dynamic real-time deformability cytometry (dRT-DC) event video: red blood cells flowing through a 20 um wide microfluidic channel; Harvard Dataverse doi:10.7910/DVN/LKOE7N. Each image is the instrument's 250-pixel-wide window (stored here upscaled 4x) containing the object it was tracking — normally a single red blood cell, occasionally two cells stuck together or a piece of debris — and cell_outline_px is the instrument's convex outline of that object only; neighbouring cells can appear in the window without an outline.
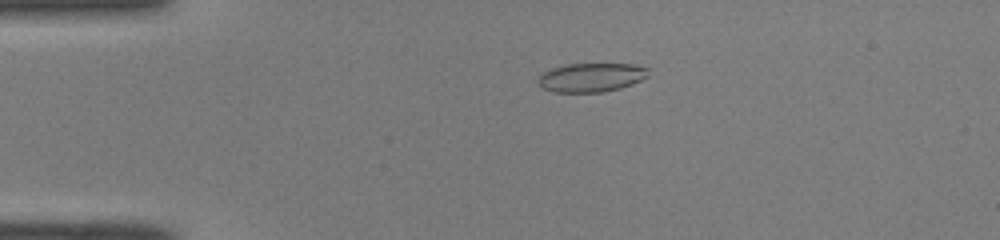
{"species": "common noctule bat (a hibernating species)", "species_latin": "Nyctalus noctula", "temperature_condition": "room temperature", "stored_images_in_passage": 50, "camera_frame_rate_fps": 3000, "um_per_image_px": 0.085, "animal": {"sex": "male", "body_mass_g": 19.0, "forearm_length_mm": 50.8}, "frame": {"image": 1, "passage_image": 11, "time_ms": 3.333, "image_size_px": [1000, 240], "cell_outline_px": [[648, 76], [632, 84], [620, 88], [600, 92], [552, 92], [540, 88], [536, 84], [536, 80], [540, 72], [552, 68], [568, 64], [632, 64], [648, 68]], "centroid_in_image_um": [50.16, 6.58], "position_along_channel_um": 34.8, "area_um2": 18.79}}
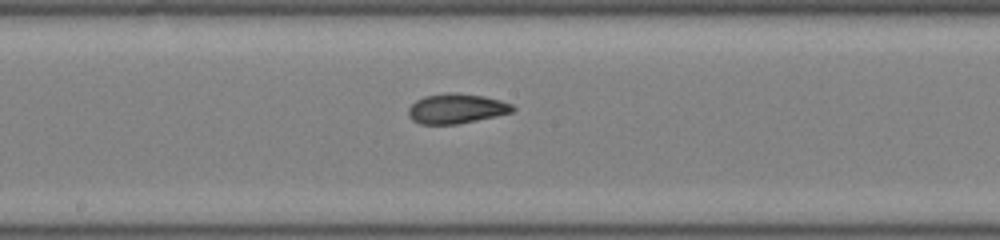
{"frame": {"image": 2, "passage_image": 27, "time_ms": 8.667, "image_size_px": [1000, 240], "cell_outline_px": [[516, 108], [512, 112], [496, 116], [456, 124], [420, 124], [412, 120], [408, 116], [408, 108], [416, 100], [424, 96], [448, 92], [456, 92], [484, 96], [500, 100], [512, 104]], "centroid_in_image_um": [38.78, 9.22], "position_along_channel_um": 209.4, "area_um2": 18.21}}
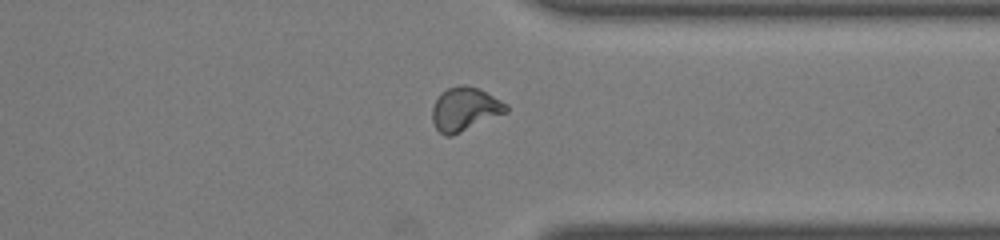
{"frame": {"image": 3, "passage_image": 39, "time_ms": 12.667, "image_size_px": [1000, 240], "cell_outline_px": [[508, 112], [452, 136], [444, 136], [436, 128], [432, 120], [432, 108], [440, 92], [448, 88], [460, 84], [464, 84], [480, 88], [508, 104]], "centroid_in_image_um": [39.52, 9.26], "position_along_channel_um": 371.9, "area_um2": 19.02}, "authors_computed_cell_mechanics": {"area_um2": 18.4382, "velocity_mm_per_s": 4.0897, "shape_relaxation_time_tau1_ms": null, "shape_relaxation_time_tau2_ms": 2.0635, "deformation_change_tau1": null, "deformation_change_tau2": 0.0715}}